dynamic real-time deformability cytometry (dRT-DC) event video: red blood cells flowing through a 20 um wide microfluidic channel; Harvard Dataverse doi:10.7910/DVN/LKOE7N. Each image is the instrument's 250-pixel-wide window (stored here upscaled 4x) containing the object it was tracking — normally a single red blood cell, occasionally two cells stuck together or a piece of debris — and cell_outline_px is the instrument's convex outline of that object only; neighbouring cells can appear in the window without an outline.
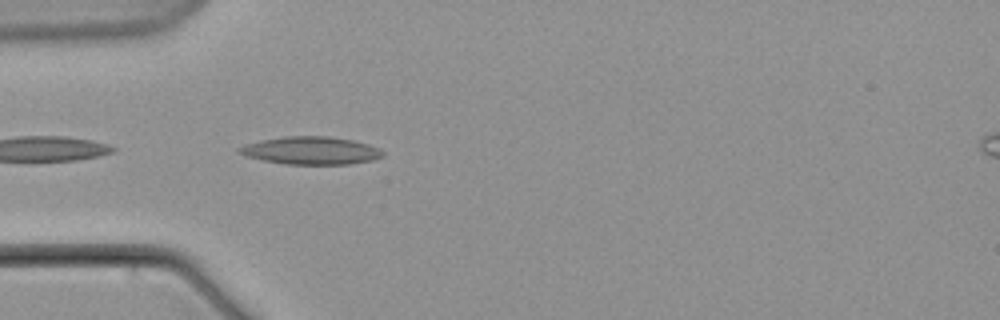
{"species": "common noctule bat (a hibernating species)", "species_latin": "Nyctalus noctula", "temperature_condition": "warm", "stored_images_in_passage": 4, "camera_frame_rate_fps": 3000, "um_per_image_px": 0.085, "animal": {"sex": "male", "body_mass_g": 21.5, "forearm_length_mm": 52.0}, "frame": {"image": 1, "passage_image": 4, "time_ms": 3.667, "image_size_px": [1000, 320], "cell_outline_px": [[384, 156], [372, 160], [348, 164], [284, 164], [264, 160], [248, 156], [236, 152], [236, 148], [244, 144], [260, 140], [284, 136], [328, 136], [352, 140], [368, 144], [380, 148], [384, 152]], "centroid_in_image_um": [26.42, 12.79], "position_along_channel_um": 58.6, "area_um2": 23.29}}